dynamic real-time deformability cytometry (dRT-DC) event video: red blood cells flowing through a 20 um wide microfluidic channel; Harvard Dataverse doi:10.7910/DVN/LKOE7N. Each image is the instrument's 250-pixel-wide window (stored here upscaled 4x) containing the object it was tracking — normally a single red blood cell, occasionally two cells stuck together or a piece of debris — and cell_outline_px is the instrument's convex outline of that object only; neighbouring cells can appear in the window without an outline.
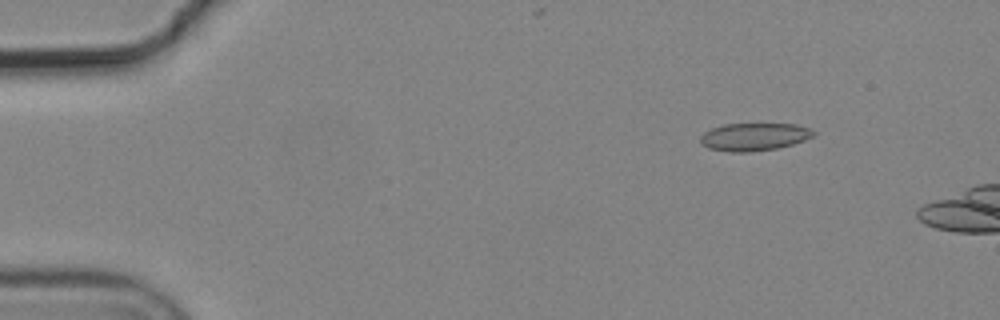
{"species": "common noctule bat (a hibernating species)", "species_latin": "Nyctalus noctula", "temperature_condition": "cold", "stored_images_in_passage": 4, "camera_frame_rate_fps": 3000, "um_per_image_px": 0.085, "animal": {"sex": "male", "body_mass_g": 19.2, "forearm_length_mm": 51.8}, "frame": {"image": 1, "passage_image": 2, "time_ms": 0.333, "image_size_px": [1000, 320], "cell_outline_px": [[816, 132], [812, 136], [804, 140], [792, 144], [776, 148], [748, 152], [728, 152], [708, 148], [700, 144], [700, 136], [704, 132], [712, 128], [724, 124], [796, 124], [808, 128]], "centroid_in_image_um": [64.05, 11.63], "position_along_channel_um": 21.0, "area_um2": 18.21}}